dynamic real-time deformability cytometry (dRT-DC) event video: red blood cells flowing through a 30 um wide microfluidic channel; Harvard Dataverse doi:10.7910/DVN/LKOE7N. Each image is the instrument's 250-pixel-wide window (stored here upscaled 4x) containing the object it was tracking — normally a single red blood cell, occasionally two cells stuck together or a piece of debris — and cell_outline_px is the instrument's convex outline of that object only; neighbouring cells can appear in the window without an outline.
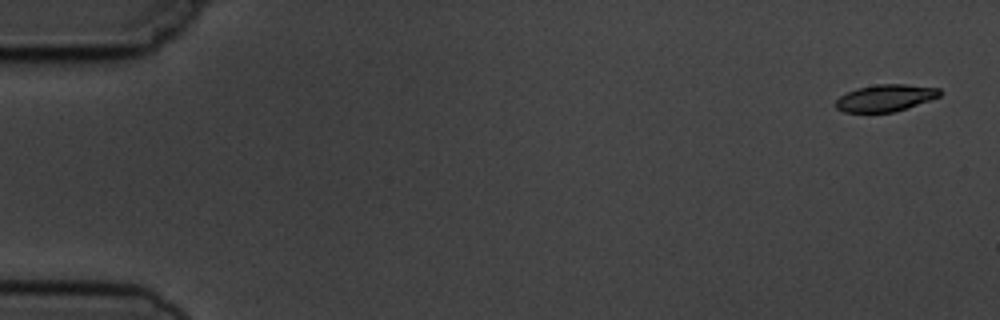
{"species": "common noctule bat (a hibernating species)", "species_latin": "Nyctalus noctula", "temperature_condition": "cold", "stored_images_in_passage": 5, "camera_frame_rate_fps": 3000, "um_per_image_px": 0.085, "animal": {"sex": "male", "body_mass_g": 19.5, "forearm_length_mm": 54.6}, "frame": {"image": 1, "passage_image": 1, "time_ms": 0.0, "image_size_px": [1000, 320], "cell_outline_px": [[940, 96], [892, 112], [844, 112], [836, 108], [836, 100], [840, 96], [856, 88], [876, 84], [904, 84], [940, 88]], "centroid_in_image_um": [75.22, 8.31], "position_along_channel_um": 9.8, "area_um2": 16.01}}
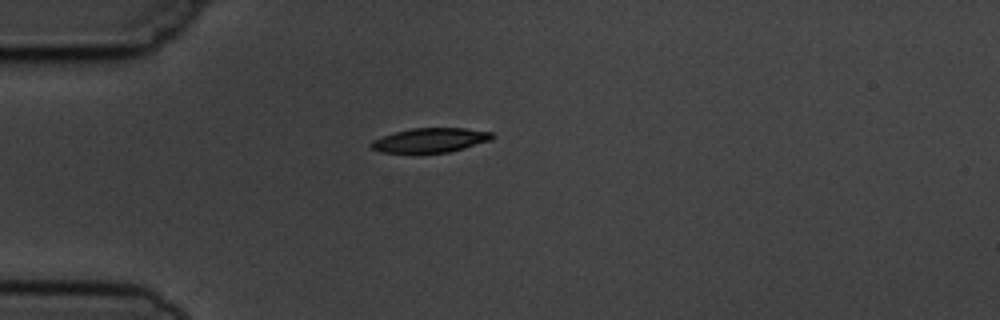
{"frame": {"image": 2, "passage_image": 5, "time_ms": 4.333, "image_size_px": [1000, 320], "cell_outline_px": [[496, 136], [492, 140], [464, 148], [448, 152], [380, 152], [372, 148], [368, 144], [372, 140], [396, 132], [412, 128], [464, 128], [492, 132]], "centroid_in_image_um": [36.61, 11.91], "position_along_channel_um": 48.4, "area_um2": 17.05}}